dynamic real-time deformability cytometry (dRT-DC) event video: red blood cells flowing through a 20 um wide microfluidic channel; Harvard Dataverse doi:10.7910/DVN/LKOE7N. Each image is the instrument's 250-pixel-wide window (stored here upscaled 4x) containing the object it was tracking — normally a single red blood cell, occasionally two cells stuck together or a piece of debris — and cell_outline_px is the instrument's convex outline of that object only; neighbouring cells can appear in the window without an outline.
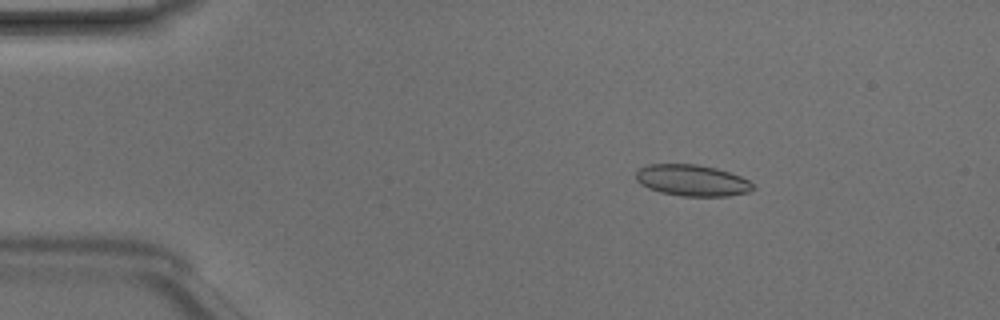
{"species": "Egyptian fruit bat (a non-hibernating species)", "species_latin": "Rousettus aegyptiacus", "temperature_condition": "room temperature", "stored_images_in_passage": 48, "camera_frame_rate_fps": 3000, "um_per_image_px": 0.085, "animal": {"sex": "male"}, "frame": {"image": 1, "passage_image": 8, "time_ms": 2.333, "image_size_px": [1000, 320], "cell_outline_px": [[756, 188], [748, 192], [728, 196], [680, 196], [660, 192], [648, 188], [640, 184], [636, 180], [636, 172], [640, 168], [648, 164], [696, 164], [716, 168], [740, 176], [748, 180]], "centroid_in_image_um": [58.81, 15.33], "position_along_channel_um": 26.2, "area_um2": 21.39}}
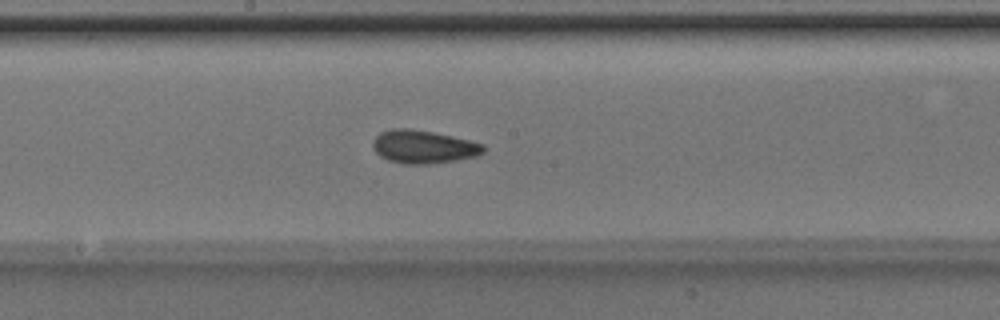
{"frame": {"image": 2, "passage_image": 26, "time_ms": 8.333, "image_size_px": [1000, 320], "cell_outline_px": [[484, 152], [476, 156], [456, 160], [428, 164], [404, 164], [388, 160], [380, 156], [376, 152], [372, 144], [372, 140], [380, 132], [392, 128], [408, 128], [432, 132], [452, 136], [484, 144]], "centroid_in_image_um": [35.96, 12.47], "position_along_channel_um": 212.2, "area_um2": 21.33}}
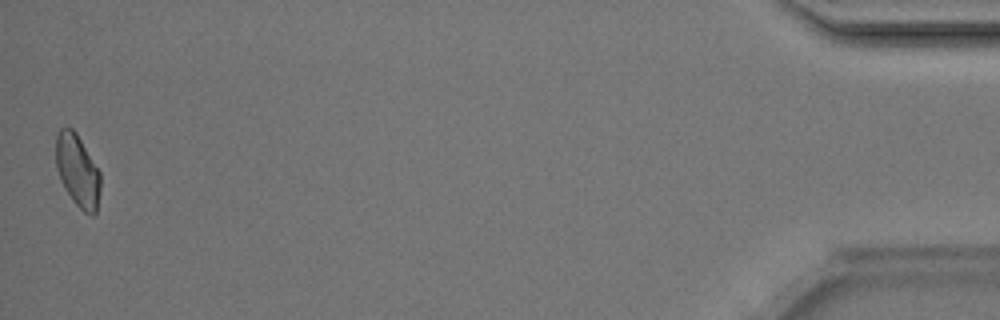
{"frame": {"image": 3, "passage_image": 48, "time_ms": 15.667, "image_size_px": [1000, 320], "cell_outline_px": [[100, 188], [96, 212], [92, 216], [84, 212], [72, 200], [64, 188], [60, 180], [56, 168], [56, 132], [60, 128], [72, 128], [76, 132], [100, 172]], "centroid_in_image_um": [6.58, 14.51], "position_along_channel_um": 428.6, "area_um2": 18.79}, "authors_computed_cell_mechanics": {"area_um2": 20.4612, "velocity_mm_per_s": 4.2061, "shape_relaxation_time_tau1_ms": 3.4864, "shape_relaxation_time_tau2_ms": 3.2663, "deformation_change_tau1": 0.0908, "deformation_change_tau2": 0.0739}}